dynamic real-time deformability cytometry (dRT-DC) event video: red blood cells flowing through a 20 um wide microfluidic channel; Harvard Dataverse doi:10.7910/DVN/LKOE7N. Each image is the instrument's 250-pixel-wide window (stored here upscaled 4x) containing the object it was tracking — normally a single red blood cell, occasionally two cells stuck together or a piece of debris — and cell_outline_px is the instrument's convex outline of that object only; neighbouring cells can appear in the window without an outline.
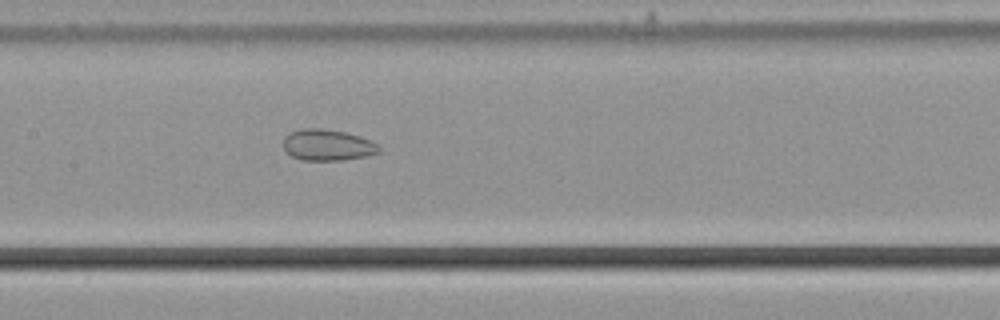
{"species": "common noctule bat (a hibernating species)", "species_latin": "Nyctalus noctula", "temperature_condition": "cold", "stored_images_in_passage": 56, "camera_frame_rate_fps": 3000, "um_per_image_px": 0.085, "animal": {"sex": "male", "body_mass_g": 21.5, "forearm_length_mm": 52.0}, "frame": {"image": 1, "passage_image": 28, "time_ms": 9.0, "image_size_px": [1000, 320], "cell_outline_px": [[380, 152], [364, 156], [344, 160], [304, 160], [292, 156], [284, 148], [284, 136], [300, 128], [324, 128], [348, 132], [372, 140], [380, 144]], "centroid_in_image_um": [27.89, 12.31], "position_along_channel_um": 179.5, "area_um2": 17.57}}
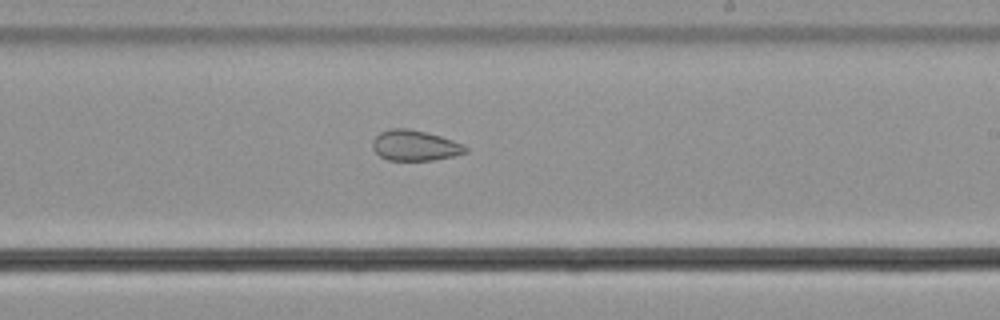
{"frame": {"image": 2, "passage_image": 34, "time_ms": 11.0, "image_size_px": [1000, 320], "cell_outline_px": [[468, 152], [452, 156], [432, 160], [388, 160], [380, 156], [372, 148], [372, 140], [380, 132], [388, 128], [408, 128], [440, 136], [464, 144], [468, 148]], "centroid_in_image_um": [35.25, 12.36], "position_along_channel_um": 253.8, "area_um2": 16.53}}
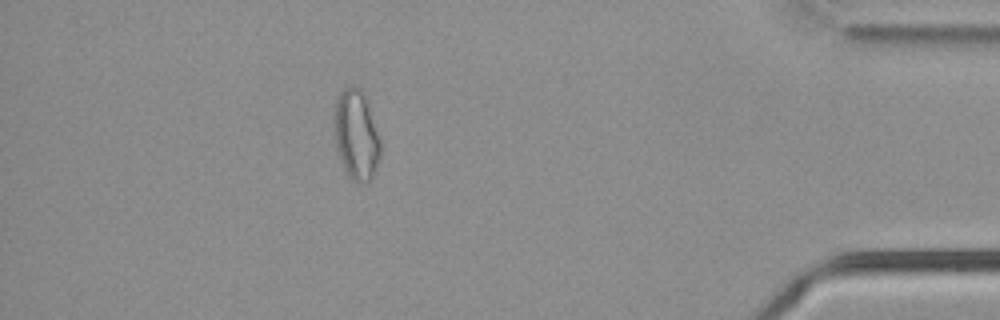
{"frame": {"image": 3, "passage_image": 50, "time_ms": 16.333, "image_size_px": [1000, 320], "cell_outline_px": [[380, 156], [376, 168], [368, 184], [356, 184], [348, 176], [344, 168], [336, 144], [336, 100], [340, 92], [344, 88], [352, 84], [360, 88], [364, 96], [380, 140]], "centroid_in_image_um": [30.3, 11.52], "position_along_channel_um": 404.9, "area_um2": 23.58}, "authors_computed_cell_mechanics": {"area_um2": 23.4957, "velocity_mm_per_s": 3.722, "shape_relaxation_time_tau1_ms": null, "shape_relaxation_time_tau2_ms": 2.8466, "deformation_change_tau1": null, "deformation_change_tau2": 0.0806}}